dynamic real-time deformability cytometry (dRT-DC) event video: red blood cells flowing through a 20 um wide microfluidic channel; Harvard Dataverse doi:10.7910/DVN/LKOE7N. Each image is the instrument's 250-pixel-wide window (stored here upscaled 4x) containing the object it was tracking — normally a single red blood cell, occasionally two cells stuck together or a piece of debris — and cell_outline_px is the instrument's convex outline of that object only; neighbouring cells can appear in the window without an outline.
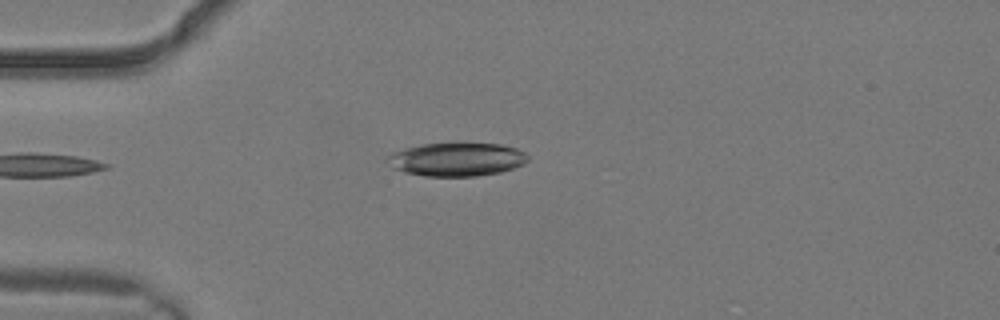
{"species": "common noctule bat (a hibernating species)", "species_latin": "Nyctalus noctula", "temperature_condition": "warm", "stored_images_in_passage": 1, "camera_frame_rate_fps": 3000, "um_per_image_px": 0.085, "animal": {"sex": "male", "body_mass_g": 19.2, "forearm_length_mm": 51.8}, "frame": {"image": 1, "passage_image": 1, "time_ms": 0.0, "image_size_px": [1000, 320], "cell_outline_px": [[528, 160], [524, 164], [500, 172], [476, 176], [424, 176], [404, 172], [392, 168], [384, 160], [392, 152], [404, 148], [420, 144], [452, 140], [456, 140], [500, 144], [516, 148], [524, 152], [528, 156]], "centroid_in_image_um": [38.78, 13.49], "position_along_channel_um": 46.2, "area_um2": 28.55}}